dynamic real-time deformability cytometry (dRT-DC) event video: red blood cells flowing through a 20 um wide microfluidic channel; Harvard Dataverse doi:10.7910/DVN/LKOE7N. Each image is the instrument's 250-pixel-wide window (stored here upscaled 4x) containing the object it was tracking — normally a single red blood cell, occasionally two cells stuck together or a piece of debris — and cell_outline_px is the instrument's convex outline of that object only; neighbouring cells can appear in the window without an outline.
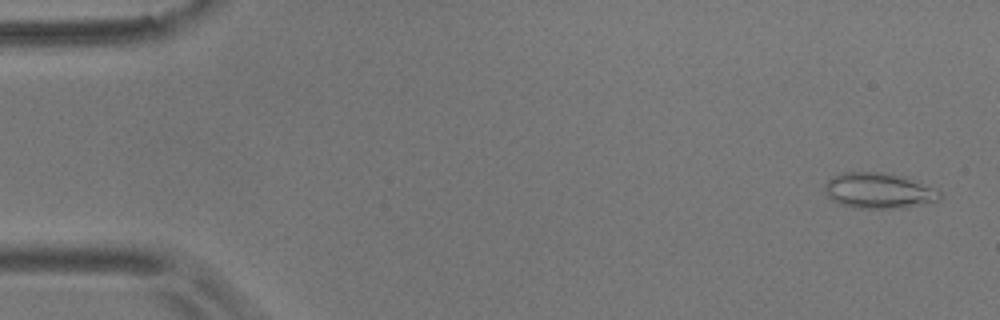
{"species": "common noctule bat (a hibernating species)", "species_latin": "Nyctalus noctula", "temperature_condition": "room temperature", "stored_images_in_passage": 55, "camera_frame_rate_fps": 3000, "um_per_image_px": 0.085, "animal": {"sex": "male", "body_mass_g": 17.9}, "frame": {"image": 1, "passage_image": 2, "time_ms": 0.333, "image_size_px": [1000, 320], "cell_outline_px": [[940, 200], [928, 204], [900, 208], [856, 208], [840, 204], [832, 200], [828, 196], [824, 188], [824, 184], [832, 176], [840, 172], [892, 172], [932, 188], [940, 192]], "centroid_in_image_um": [74.66, 16.2], "position_along_channel_um": 10.3, "area_um2": 23.99}}
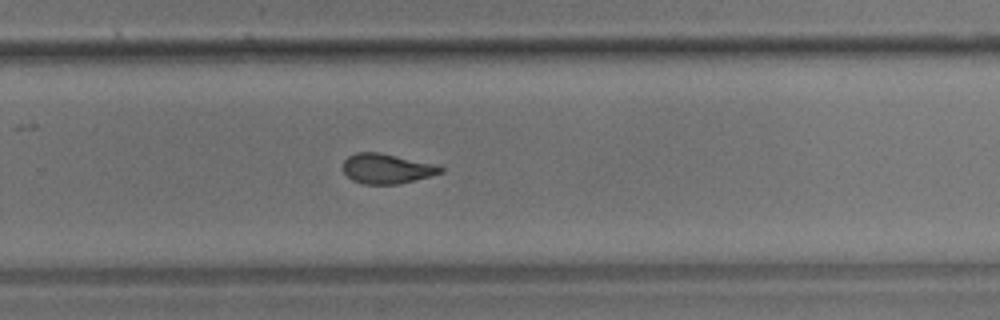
{"frame": {"image": 2, "passage_image": 36, "time_ms": 11.667, "image_size_px": [1000, 320], "cell_outline_px": [[444, 172], [396, 184], [364, 184], [352, 180], [340, 168], [344, 160], [348, 156], [356, 152], [380, 152], [444, 168]], "centroid_in_image_um": [32.75, 14.33], "position_along_channel_um": 297.0, "area_um2": 16.59}}
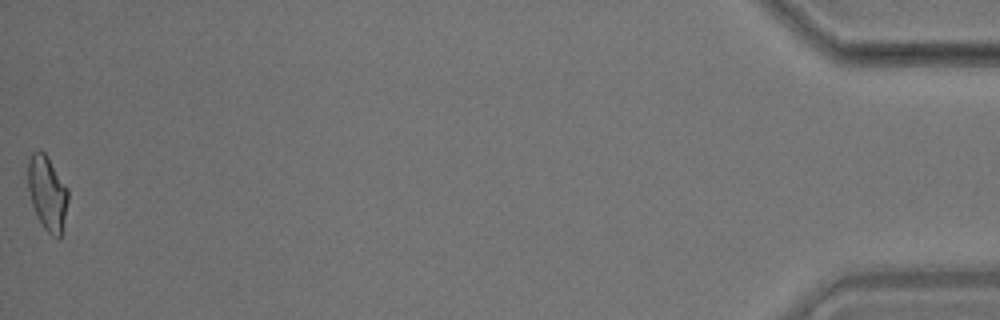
{"frame": {"image": 3, "passage_image": 55, "time_ms": 18.0, "image_size_px": [1000, 320], "cell_outline_px": [[68, 200], [60, 240], [52, 236], [44, 228], [36, 216], [32, 204], [28, 188], [28, 160], [32, 152], [40, 148], [48, 156], [68, 188]], "centroid_in_image_um": [4.02, 16.39], "position_along_channel_um": 431.2, "area_um2": 17.63}, "authors_computed_cell_mechanics": {"area_um2": 17.7446, "velocity_mm_per_s": 3.6316, "shape_relaxation_time_tau1_ms": null, "shape_relaxation_time_tau2_ms": 2.0894, "deformation_change_tau1": null, "deformation_change_tau2": 0.0818}}